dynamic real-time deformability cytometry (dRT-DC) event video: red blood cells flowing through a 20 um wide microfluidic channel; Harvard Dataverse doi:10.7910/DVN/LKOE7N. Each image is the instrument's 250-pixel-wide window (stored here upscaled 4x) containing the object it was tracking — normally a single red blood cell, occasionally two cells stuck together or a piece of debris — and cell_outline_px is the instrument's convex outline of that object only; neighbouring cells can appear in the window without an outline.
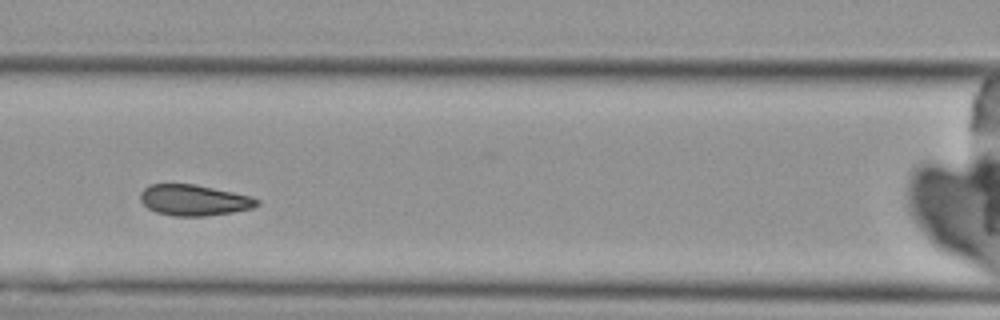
{"species": "Egyptian fruit bat (a non-hibernating species)", "species_latin": "Rousettus aegyptiacus", "temperature_condition": "cold", "stored_images_in_passage": 4, "camera_frame_rate_fps": 3000, "um_per_image_px": 0.085, "animal": {"sex": "female"}, "frame": {"image": 1, "passage_image": 3, "time_ms": 2.333, "image_size_px": [1000, 320], "cell_outline_px": [[260, 204], [252, 208], [232, 212], [204, 216], [172, 216], [156, 212], [148, 208], [140, 200], [140, 192], [144, 188], [152, 184], [196, 184], [232, 192], [248, 196], [260, 200]], "centroid_in_image_um": [16.47, 17.01], "position_along_channel_um": 150.1, "area_um2": 20.92}}
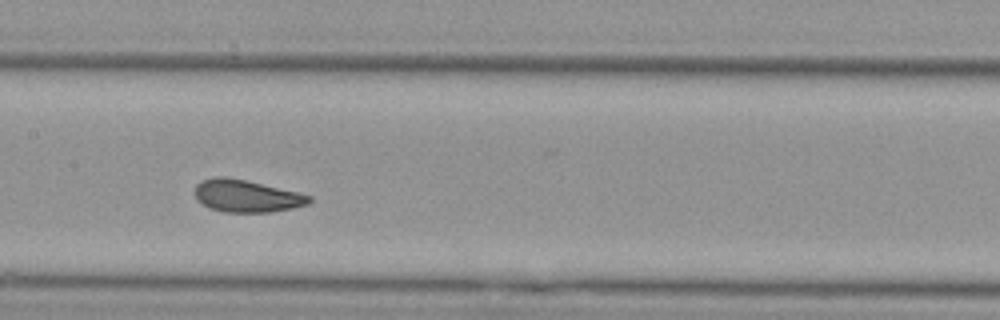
{"frame": {"image": 2, "passage_image": 4, "time_ms": 3.333, "image_size_px": [1000, 320], "cell_outline_px": [[312, 200], [308, 204], [292, 208], [272, 212], [224, 212], [208, 208], [196, 200], [196, 184], [204, 180], [216, 176], [224, 176], [248, 180], [312, 196]], "centroid_in_image_um": [20.94, 16.66], "position_along_channel_um": 186.5, "area_um2": 21.56}}